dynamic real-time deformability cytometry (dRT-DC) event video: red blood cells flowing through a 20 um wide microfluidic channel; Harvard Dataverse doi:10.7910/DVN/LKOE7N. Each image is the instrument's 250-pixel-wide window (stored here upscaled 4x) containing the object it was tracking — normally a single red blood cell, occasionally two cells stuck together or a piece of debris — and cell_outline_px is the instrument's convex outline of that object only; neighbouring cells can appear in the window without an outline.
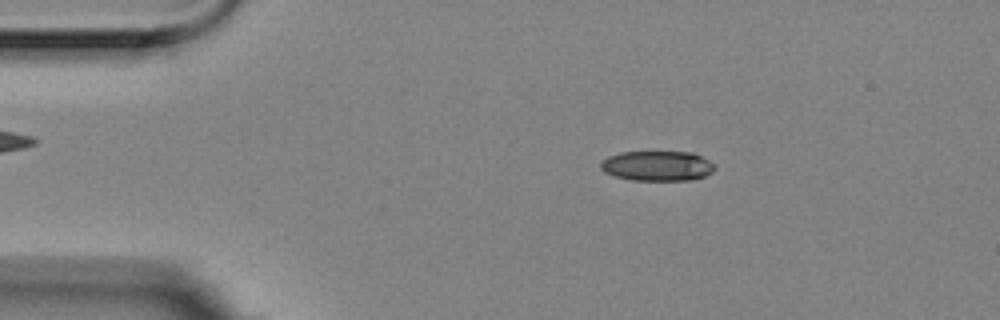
{"species": "Egyptian fruit bat (a non-hibernating species)", "species_latin": "Rousettus aegyptiacus", "temperature_condition": "room temperature", "stored_images_in_passage": 4, "camera_frame_rate_fps": 3000, "um_per_image_px": 0.085, "animal": {"sex": "female"}, "frame": {"image": 1, "passage_image": 2, "time_ms": 0.333, "image_size_px": [1000, 320], "cell_outline_px": [[716, 168], [712, 172], [704, 176], [692, 180], [632, 180], [612, 176], [604, 172], [600, 168], [600, 164], [608, 156], [620, 152], [692, 152], [708, 160]], "centroid_in_image_um": [55.84, 14.1], "position_along_channel_um": 29.2, "area_um2": 19.94}}
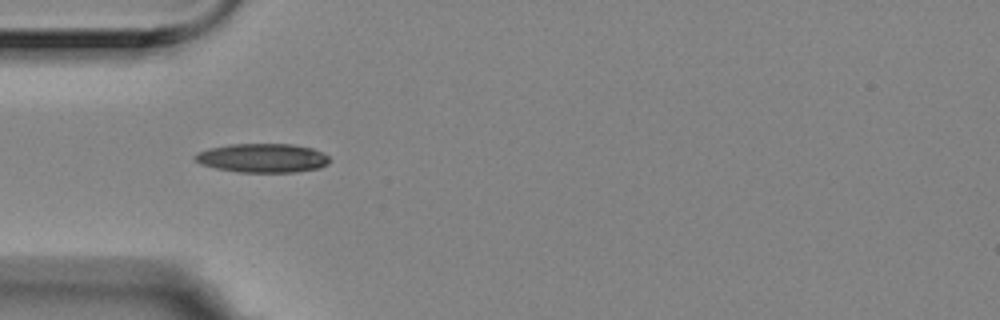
{"frame": {"image": 2, "passage_image": 4, "time_ms": 1.0, "image_size_px": [1000, 320], "cell_outline_px": [[328, 164], [320, 168], [296, 172], [236, 172], [216, 168], [200, 164], [192, 156], [196, 152], [208, 148], [228, 144], [292, 144], [312, 148], [328, 156]], "centroid_in_image_um": [22.27, 13.43], "position_along_channel_um": 62.7, "area_um2": 22.83}}